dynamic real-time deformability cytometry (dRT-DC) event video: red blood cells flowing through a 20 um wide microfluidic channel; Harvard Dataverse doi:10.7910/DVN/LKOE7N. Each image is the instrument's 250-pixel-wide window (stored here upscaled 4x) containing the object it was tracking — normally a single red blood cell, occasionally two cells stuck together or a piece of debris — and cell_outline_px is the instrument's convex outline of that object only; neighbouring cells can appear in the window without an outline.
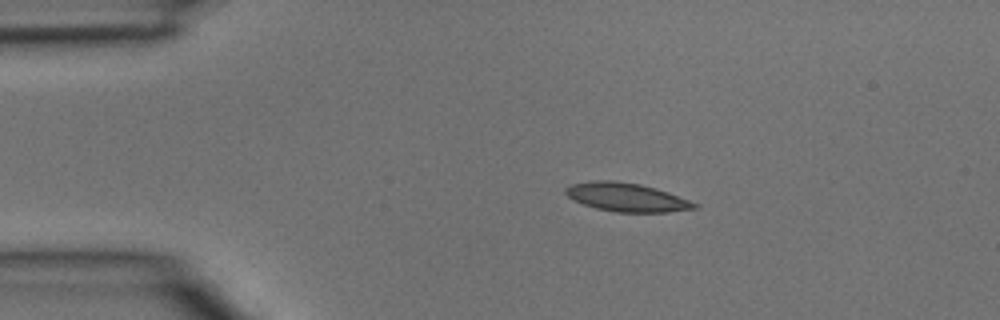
{"species": "common noctule bat (a hibernating species)", "species_latin": "Nyctalus noctula", "temperature_condition": "room temperature", "stored_images_in_passage": 3, "camera_frame_rate_fps": 3000, "um_per_image_px": 0.085, "animal": {"sex": "male", "body_mass_g": 15.6}, "frame": {"image": 1, "passage_image": 2, "time_ms": 0.333, "image_size_px": [1000, 320], "cell_outline_px": [[700, 204], [696, 208], [668, 212], [616, 212], [596, 208], [572, 200], [564, 192], [564, 188], [572, 184], [596, 180], [612, 180], [640, 184], [656, 188], [668, 192]], "centroid_in_image_um": [53.26, 16.76], "position_along_channel_um": 31.7, "area_um2": 21.44}}